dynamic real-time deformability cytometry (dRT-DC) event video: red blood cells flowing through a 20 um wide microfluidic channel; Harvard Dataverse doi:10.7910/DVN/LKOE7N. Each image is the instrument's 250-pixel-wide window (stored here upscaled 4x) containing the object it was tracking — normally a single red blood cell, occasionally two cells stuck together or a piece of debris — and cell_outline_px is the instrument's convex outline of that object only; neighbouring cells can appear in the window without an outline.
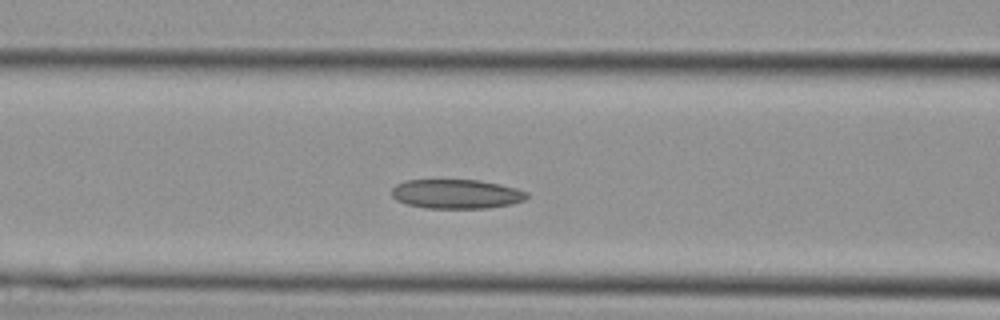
{"species": "Egyptian fruit bat (a non-hibernating species)", "species_latin": "Rousettus aegyptiacus", "temperature_condition": "cold", "stored_images_in_passage": 32, "camera_frame_rate_fps": 3000, "um_per_image_px": 0.085, "animal": {"sex": "female"}, "frame": {"image": 1, "passage_image": 10, "time_ms": 3.0, "image_size_px": [1000, 320], "cell_outline_px": [[528, 196], [524, 200], [512, 204], [488, 208], [424, 208], [408, 204], [396, 200], [392, 196], [392, 188], [396, 184], [404, 180], [480, 180], [500, 184], [516, 188], [528, 192]], "centroid_in_image_um": [38.79, 16.48], "position_along_channel_um": 127.8, "area_um2": 23.18}}
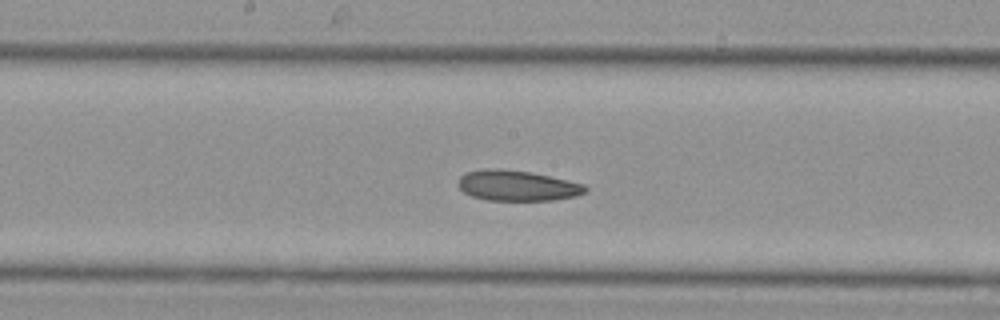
{"frame": {"image": 2, "passage_image": 14, "time_ms": 4.333, "image_size_px": [1000, 320], "cell_outline_px": [[588, 192], [576, 196], [556, 200], [484, 200], [472, 196], [464, 192], [456, 184], [456, 180], [464, 172], [484, 168], [492, 168], [528, 172], [548, 176], [584, 184], [588, 188]], "centroid_in_image_um": [43.92, 15.78], "position_along_channel_um": 204.3, "area_um2": 22.72}}
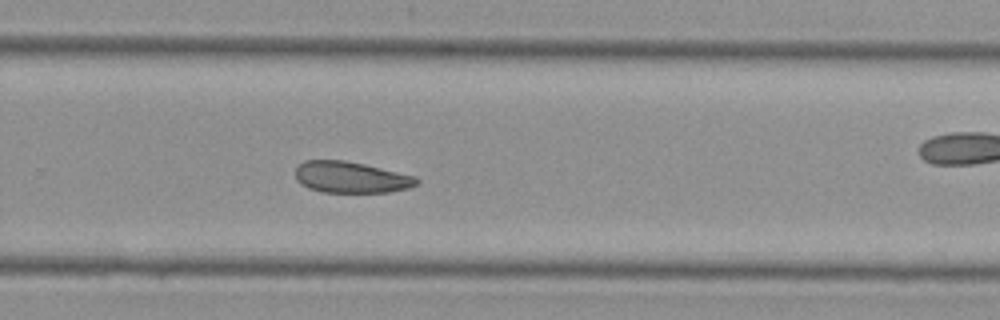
{"frame": {"image": 3, "passage_image": 19, "time_ms": 6.0, "image_size_px": [1000, 320], "cell_outline_px": [[420, 180], [416, 184], [408, 188], [388, 192], [324, 192], [308, 188], [300, 184], [296, 180], [296, 168], [304, 160], [344, 160], [364, 164], [416, 176]], "centroid_in_image_um": [29.82, 15.06], "position_along_channel_um": 300.0, "area_um2": 22.08}}